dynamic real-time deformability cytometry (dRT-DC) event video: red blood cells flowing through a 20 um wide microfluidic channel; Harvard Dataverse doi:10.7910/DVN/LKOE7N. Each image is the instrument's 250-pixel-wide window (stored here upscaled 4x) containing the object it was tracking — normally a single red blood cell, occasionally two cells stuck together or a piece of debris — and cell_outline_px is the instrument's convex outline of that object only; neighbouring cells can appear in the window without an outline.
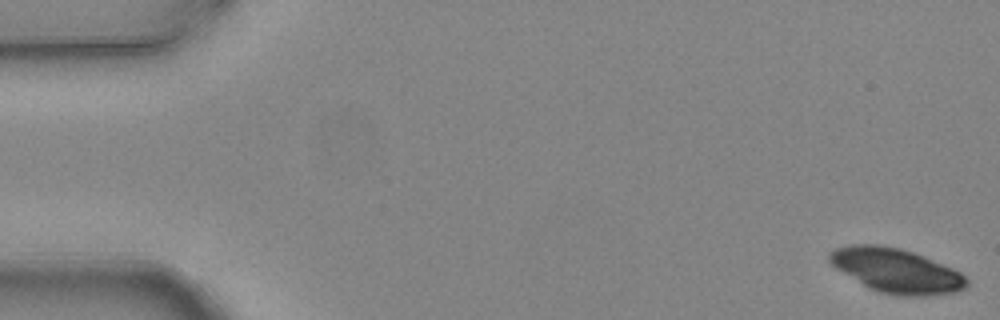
{"species": "common noctule bat (a hibernating species)", "species_latin": "Nyctalus noctula", "temperature_condition": "warm", "stored_images_in_passage": 6, "camera_frame_rate_fps": 3000, "um_per_image_px": 0.085, "animal": {"sex": "female", "body_mass_g": 24.6, "forearm_length_mm": 56.2}, "frame": {"image": 1, "passage_image": 1, "time_ms": 0.0, "image_size_px": [1000, 320], "cell_outline_px": [[968, 288], [956, 292], [924, 296], [900, 296], [880, 292], [868, 288], [836, 268], [828, 260], [828, 252], [836, 248], [852, 244], [880, 244], [900, 248], [924, 256], [952, 268], [960, 272], [968, 280]], "centroid_in_image_um": [76.19, 23.0], "position_along_channel_um": 8.8, "area_um2": 35.55}}